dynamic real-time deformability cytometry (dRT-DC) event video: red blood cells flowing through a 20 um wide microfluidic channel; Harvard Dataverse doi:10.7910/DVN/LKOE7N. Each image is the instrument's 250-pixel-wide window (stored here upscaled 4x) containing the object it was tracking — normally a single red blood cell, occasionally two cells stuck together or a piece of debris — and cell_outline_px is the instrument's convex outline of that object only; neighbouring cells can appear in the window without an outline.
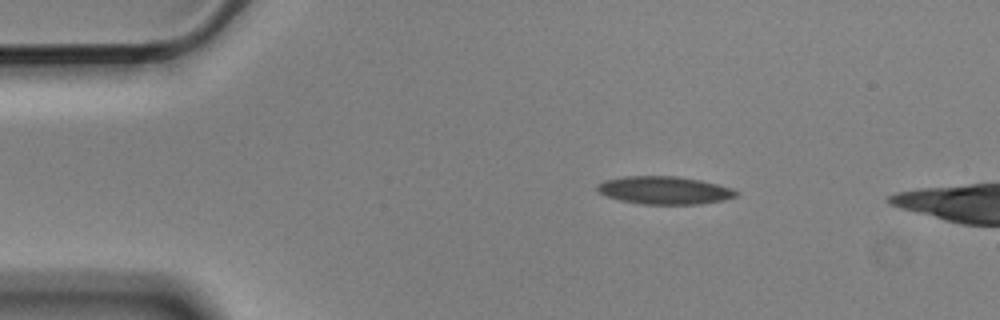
{"species": "Egyptian fruit bat (a non-hibernating species)", "species_latin": "Rousettus aegyptiacus", "temperature_condition": "cold", "stored_images_in_passage": 3, "camera_frame_rate_fps": 3000, "um_per_image_px": 0.085, "animal": {"sex": "male"}, "frame": {"image": 1, "passage_image": 1, "time_ms": 0.0, "image_size_px": [1000, 320], "cell_outline_px": [[740, 192], [736, 196], [724, 200], [700, 204], [644, 204], [620, 200], [608, 196], [600, 192], [596, 188], [596, 184], [604, 180], [624, 176], [676, 176], [700, 180], [732, 188]], "centroid_in_image_um": [56.48, 16.17], "position_along_channel_um": 28.5, "area_um2": 22.48}}